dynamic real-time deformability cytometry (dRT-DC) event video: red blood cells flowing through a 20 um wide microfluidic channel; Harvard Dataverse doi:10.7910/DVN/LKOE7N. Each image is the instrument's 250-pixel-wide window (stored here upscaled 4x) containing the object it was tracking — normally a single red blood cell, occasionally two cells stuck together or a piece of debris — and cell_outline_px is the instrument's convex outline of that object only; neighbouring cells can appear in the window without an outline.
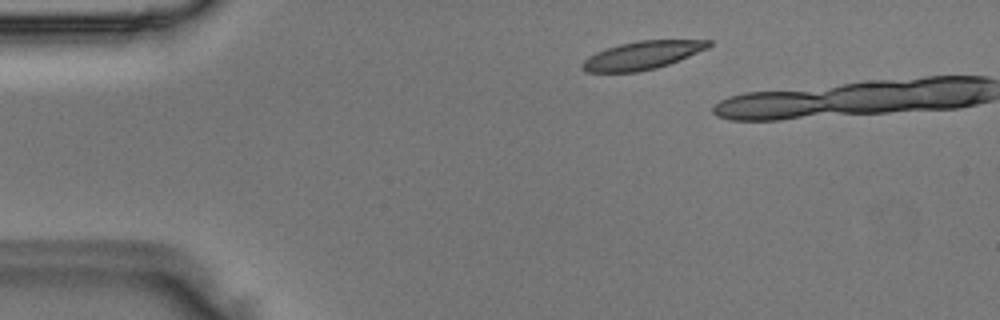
{"species": "Egyptian fruit bat (a non-hibernating species)", "species_latin": "Rousettus aegyptiacus", "temperature_condition": "room temperature", "stored_images_in_passage": 3, "camera_frame_rate_fps": 3000, "um_per_image_px": 0.085, "animal": {"sex": "male"}, "frame": {"image": 1, "passage_image": 2, "time_ms": 0.333, "image_size_px": [1000, 320], "cell_outline_px": [[712, 44], [708, 48], [668, 64], [656, 68], [636, 72], [588, 72], [580, 68], [580, 64], [588, 56], [596, 52], [620, 44], [636, 40], [712, 40]], "centroid_in_image_um": [54.56, 4.7], "position_along_channel_um": 30.4, "area_um2": 20.63}}